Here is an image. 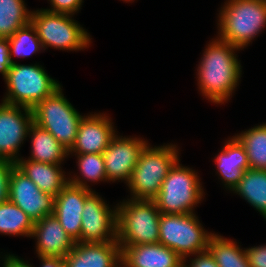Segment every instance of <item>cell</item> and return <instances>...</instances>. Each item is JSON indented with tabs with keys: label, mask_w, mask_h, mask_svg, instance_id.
I'll list each match as a JSON object with an SVG mask.
<instances>
[{
	"label": "cell",
	"mask_w": 266,
	"mask_h": 267,
	"mask_svg": "<svg viewBox=\"0 0 266 267\" xmlns=\"http://www.w3.org/2000/svg\"><path fill=\"white\" fill-rule=\"evenodd\" d=\"M240 50L217 36L206 45L196 73L200 94L208 101L222 105L233 97L242 77Z\"/></svg>",
	"instance_id": "cell-1"
},
{
	"label": "cell",
	"mask_w": 266,
	"mask_h": 267,
	"mask_svg": "<svg viewBox=\"0 0 266 267\" xmlns=\"http://www.w3.org/2000/svg\"><path fill=\"white\" fill-rule=\"evenodd\" d=\"M217 24V37L243 50L266 28V0H226Z\"/></svg>",
	"instance_id": "cell-2"
},
{
	"label": "cell",
	"mask_w": 266,
	"mask_h": 267,
	"mask_svg": "<svg viewBox=\"0 0 266 267\" xmlns=\"http://www.w3.org/2000/svg\"><path fill=\"white\" fill-rule=\"evenodd\" d=\"M179 158L176 144L153 147L148 143L141 151L131 179L126 184L131 192L130 198L153 200L170 168Z\"/></svg>",
	"instance_id": "cell-3"
},
{
	"label": "cell",
	"mask_w": 266,
	"mask_h": 267,
	"mask_svg": "<svg viewBox=\"0 0 266 267\" xmlns=\"http://www.w3.org/2000/svg\"><path fill=\"white\" fill-rule=\"evenodd\" d=\"M160 210L154 200L127 198L117 204V241L120 246L159 242Z\"/></svg>",
	"instance_id": "cell-4"
},
{
	"label": "cell",
	"mask_w": 266,
	"mask_h": 267,
	"mask_svg": "<svg viewBox=\"0 0 266 267\" xmlns=\"http://www.w3.org/2000/svg\"><path fill=\"white\" fill-rule=\"evenodd\" d=\"M180 161L179 158L170 168L158 195L153 199L161 213H194L195 207L205 197L198 172L182 166Z\"/></svg>",
	"instance_id": "cell-5"
},
{
	"label": "cell",
	"mask_w": 266,
	"mask_h": 267,
	"mask_svg": "<svg viewBox=\"0 0 266 267\" xmlns=\"http://www.w3.org/2000/svg\"><path fill=\"white\" fill-rule=\"evenodd\" d=\"M3 79L7 90L2 102L29 109L62 86L38 63L24 65L15 62L11 64L8 74Z\"/></svg>",
	"instance_id": "cell-6"
},
{
	"label": "cell",
	"mask_w": 266,
	"mask_h": 267,
	"mask_svg": "<svg viewBox=\"0 0 266 267\" xmlns=\"http://www.w3.org/2000/svg\"><path fill=\"white\" fill-rule=\"evenodd\" d=\"M73 15L36 9L30 22L35 27L43 48L66 51H81L89 48L92 37L87 30L72 18Z\"/></svg>",
	"instance_id": "cell-7"
},
{
	"label": "cell",
	"mask_w": 266,
	"mask_h": 267,
	"mask_svg": "<svg viewBox=\"0 0 266 267\" xmlns=\"http://www.w3.org/2000/svg\"><path fill=\"white\" fill-rule=\"evenodd\" d=\"M57 89L32 108L33 122L50 132L68 151L74 146L79 124L84 117Z\"/></svg>",
	"instance_id": "cell-8"
},
{
	"label": "cell",
	"mask_w": 266,
	"mask_h": 267,
	"mask_svg": "<svg viewBox=\"0 0 266 267\" xmlns=\"http://www.w3.org/2000/svg\"><path fill=\"white\" fill-rule=\"evenodd\" d=\"M212 234L205 230L195 212L160 214L159 243L174 250L183 262L191 255L206 251Z\"/></svg>",
	"instance_id": "cell-9"
},
{
	"label": "cell",
	"mask_w": 266,
	"mask_h": 267,
	"mask_svg": "<svg viewBox=\"0 0 266 267\" xmlns=\"http://www.w3.org/2000/svg\"><path fill=\"white\" fill-rule=\"evenodd\" d=\"M81 217V233L76 242L117 240V204L111 209L99 193L93 191L85 200Z\"/></svg>",
	"instance_id": "cell-10"
},
{
	"label": "cell",
	"mask_w": 266,
	"mask_h": 267,
	"mask_svg": "<svg viewBox=\"0 0 266 267\" xmlns=\"http://www.w3.org/2000/svg\"><path fill=\"white\" fill-rule=\"evenodd\" d=\"M32 123V109L1 101L0 158L10 160L14 163L21 158L19 149H21L22 144L26 141L28 130Z\"/></svg>",
	"instance_id": "cell-11"
},
{
	"label": "cell",
	"mask_w": 266,
	"mask_h": 267,
	"mask_svg": "<svg viewBox=\"0 0 266 267\" xmlns=\"http://www.w3.org/2000/svg\"><path fill=\"white\" fill-rule=\"evenodd\" d=\"M148 144L144 138L120 136L118 133L102 153L106 168L107 180L127 184L132 176L141 151Z\"/></svg>",
	"instance_id": "cell-12"
},
{
	"label": "cell",
	"mask_w": 266,
	"mask_h": 267,
	"mask_svg": "<svg viewBox=\"0 0 266 267\" xmlns=\"http://www.w3.org/2000/svg\"><path fill=\"white\" fill-rule=\"evenodd\" d=\"M8 200L22 209L34 222L54 213L55 197L42 192L16 166L9 178Z\"/></svg>",
	"instance_id": "cell-13"
},
{
	"label": "cell",
	"mask_w": 266,
	"mask_h": 267,
	"mask_svg": "<svg viewBox=\"0 0 266 267\" xmlns=\"http://www.w3.org/2000/svg\"><path fill=\"white\" fill-rule=\"evenodd\" d=\"M109 115L90 113L82 118L69 154L103 153L117 134Z\"/></svg>",
	"instance_id": "cell-14"
},
{
	"label": "cell",
	"mask_w": 266,
	"mask_h": 267,
	"mask_svg": "<svg viewBox=\"0 0 266 267\" xmlns=\"http://www.w3.org/2000/svg\"><path fill=\"white\" fill-rule=\"evenodd\" d=\"M93 191L68 182L55 196L53 214L75 242L80 238L85 200Z\"/></svg>",
	"instance_id": "cell-15"
},
{
	"label": "cell",
	"mask_w": 266,
	"mask_h": 267,
	"mask_svg": "<svg viewBox=\"0 0 266 267\" xmlns=\"http://www.w3.org/2000/svg\"><path fill=\"white\" fill-rule=\"evenodd\" d=\"M67 267H121L118 241L75 242L64 257Z\"/></svg>",
	"instance_id": "cell-16"
},
{
	"label": "cell",
	"mask_w": 266,
	"mask_h": 267,
	"mask_svg": "<svg viewBox=\"0 0 266 267\" xmlns=\"http://www.w3.org/2000/svg\"><path fill=\"white\" fill-rule=\"evenodd\" d=\"M36 240L37 256L64 258L75 241L66 233L54 214L35 221L31 237Z\"/></svg>",
	"instance_id": "cell-17"
},
{
	"label": "cell",
	"mask_w": 266,
	"mask_h": 267,
	"mask_svg": "<svg viewBox=\"0 0 266 267\" xmlns=\"http://www.w3.org/2000/svg\"><path fill=\"white\" fill-rule=\"evenodd\" d=\"M120 247L122 267H178L183 262L174 250L159 242Z\"/></svg>",
	"instance_id": "cell-18"
},
{
	"label": "cell",
	"mask_w": 266,
	"mask_h": 267,
	"mask_svg": "<svg viewBox=\"0 0 266 267\" xmlns=\"http://www.w3.org/2000/svg\"><path fill=\"white\" fill-rule=\"evenodd\" d=\"M224 146L214 158L216 174L225 186L232 190L239 184L243 173L250 168L244 146L232 136L224 142Z\"/></svg>",
	"instance_id": "cell-19"
},
{
	"label": "cell",
	"mask_w": 266,
	"mask_h": 267,
	"mask_svg": "<svg viewBox=\"0 0 266 267\" xmlns=\"http://www.w3.org/2000/svg\"><path fill=\"white\" fill-rule=\"evenodd\" d=\"M15 165L42 192L54 197L69 182V175H65L62 165L36 162L23 157Z\"/></svg>",
	"instance_id": "cell-20"
},
{
	"label": "cell",
	"mask_w": 266,
	"mask_h": 267,
	"mask_svg": "<svg viewBox=\"0 0 266 267\" xmlns=\"http://www.w3.org/2000/svg\"><path fill=\"white\" fill-rule=\"evenodd\" d=\"M28 137L31 138V152L26 158L28 160L63 165V161L69 157V151L50 132L34 122L29 127Z\"/></svg>",
	"instance_id": "cell-21"
},
{
	"label": "cell",
	"mask_w": 266,
	"mask_h": 267,
	"mask_svg": "<svg viewBox=\"0 0 266 267\" xmlns=\"http://www.w3.org/2000/svg\"><path fill=\"white\" fill-rule=\"evenodd\" d=\"M232 192L246 200L266 220V170L247 169Z\"/></svg>",
	"instance_id": "cell-22"
},
{
	"label": "cell",
	"mask_w": 266,
	"mask_h": 267,
	"mask_svg": "<svg viewBox=\"0 0 266 267\" xmlns=\"http://www.w3.org/2000/svg\"><path fill=\"white\" fill-rule=\"evenodd\" d=\"M233 239L214 233L208 241V250L219 267H251L248 263L246 250Z\"/></svg>",
	"instance_id": "cell-23"
},
{
	"label": "cell",
	"mask_w": 266,
	"mask_h": 267,
	"mask_svg": "<svg viewBox=\"0 0 266 267\" xmlns=\"http://www.w3.org/2000/svg\"><path fill=\"white\" fill-rule=\"evenodd\" d=\"M75 156L77 166L79 169V176L77 174H70L69 183L92 190L88 182L97 183L101 181L109 182L107 180L106 168L102 153H88V154H69Z\"/></svg>",
	"instance_id": "cell-24"
},
{
	"label": "cell",
	"mask_w": 266,
	"mask_h": 267,
	"mask_svg": "<svg viewBox=\"0 0 266 267\" xmlns=\"http://www.w3.org/2000/svg\"><path fill=\"white\" fill-rule=\"evenodd\" d=\"M244 146L251 169L266 170V123L234 135Z\"/></svg>",
	"instance_id": "cell-25"
},
{
	"label": "cell",
	"mask_w": 266,
	"mask_h": 267,
	"mask_svg": "<svg viewBox=\"0 0 266 267\" xmlns=\"http://www.w3.org/2000/svg\"><path fill=\"white\" fill-rule=\"evenodd\" d=\"M34 221L10 200L0 203V234L31 237Z\"/></svg>",
	"instance_id": "cell-26"
},
{
	"label": "cell",
	"mask_w": 266,
	"mask_h": 267,
	"mask_svg": "<svg viewBox=\"0 0 266 267\" xmlns=\"http://www.w3.org/2000/svg\"><path fill=\"white\" fill-rule=\"evenodd\" d=\"M31 13L24 0H0V38L8 39L30 23Z\"/></svg>",
	"instance_id": "cell-27"
},
{
	"label": "cell",
	"mask_w": 266,
	"mask_h": 267,
	"mask_svg": "<svg viewBox=\"0 0 266 267\" xmlns=\"http://www.w3.org/2000/svg\"><path fill=\"white\" fill-rule=\"evenodd\" d=\"M8 42L11 64L15 63L12 56L26 58L41 52V50L45 51L31 22L18 29L8 38Z\"/></svg>",
	"instance_id": "cell-28"
},
{
	"label": "cell",
	"mask_w": 266,
	"mask_h": 267,
	"mask_svg": "<svg viewBox=\"0 0 266 267\" xmlns=\"http://www.w3.org/2000/svg\"><path fill=\"white\" fill-rule=\"evenodd\" d=\"M50 1L51 8H47L50 12L60 13V14H77L82 7L83 0H48Z\"/></svg>",
	"instance_id": "cell-29"
},
{
	"label": "cell",
	"mask_w": 266,
	"mask_h": 267,
	"mask_svg": "<svg viewBox=\"0 0 266 267\" xmlns=\"http://www.w3.org/2000/svg\"><path fill=\"white\" fill-rule=\"evenodd\" d=\"M15 166L14 162L0 158V203L8 200L9 178Z\"/></svg>",
	"instance_id": "cell-30"
},
{
	"label": "cell",
	"mask_w": 266,
	"mask_h": 267,
	"mask_svg": "<svg viewBox=\"0 0 266 267\" xmlns=\"http://www.w3.org/2000/svg\"><path fill=\"white\" fill-rule=\"evenodd\" d=\"M248 263L251 267H266V245L245 248Z\"/></svg>",
	"instance_id": "cell-31"
},
{
	"label": "cell",
	"mask_w": 266,
	"mask_h": 267,
	"mask_svg": "<svg viewBox=\"0 0 266 267\" xmlns=\"http://www.w3.org/2000/svg\"><path fill=\"white\" fill-rule=\"evenodd\" d=\"M194 256V258H191ZM189 258L190 262H187V267H219L215 262L213 255L207 249L206 251L199 252L197 254L191 255Z\"/></svg>",
	"instance_id": "cell-32"
},
{
	"label": "cell",
	"mask_w": 266,
	"mask_h": 267,
	"mask_svg": "<svg viewBox=\"0 0 266 267\" xmlns=\"http://www.w3.org/2000/svg\"><path fill=\"white\" fill-rule=\"evenodd\" d=\"M11 67L8 39L0 38V74L4 78Z\"/></svg>",
	"instance_id": "cell-33"
},
{
	"label": "cell",
	"mask_w": 266,
	"mask_h": 267,
	"mask_svg": "<svg viewBox=\"0 0 266 267\" xmlns=\"http://www.w3.org/2000/svg\"><path fill=\"white\" fill-rule=\"evenodd\" d=\"M0 257L2 258V256ZM1 260H3V267H34L23 258L15 256V254L7 253L3 255Z\"/></svg>",
	"instance_id": "cell-34"
},
{
	"label": "cell",
	"mask_w": 266,
	"mask_h": 267,
	"mask_svg": "<svg viewBox=\"0 0 266 267\" xmlns=\"http://www.w3.org/2000/svg\"><path fill=\"white\" fill-rule=\"evenodd\" d=\"M37 257L41 261V267H67L65 259L62 257Z\"/></svg>",
	"instance_id": "cell-35"
},
{
	"label": "cell",
	"mask_w": 266,
	"mask_h": 267,
	"mask_svg": "<svg viewBox=\"0 0 266 267\" xmlns=\"http://www.w3.org/2000/svg\"><path fill=\"white\" fill-rule=\"evenodd\" d=\"M186 262H182L178 267H187Z\"/></svg>",
	"instance_id": "cell-36"
},
{
	"label": "cell",
	"mask_w": 266,
	"mask_h": 267,
	"mask_svg": "<svg viewBox=\"0 0 266 267\" xmlns=\"http://www.w3.org/2000/svg\"><path fill=\"white\" fill-rule=\"evenodd\" d=\"M124 2H130V3H132V2H134V0H123Z\"/></svg>",
	"instance_id": "cell-37"
}]
</instances>
